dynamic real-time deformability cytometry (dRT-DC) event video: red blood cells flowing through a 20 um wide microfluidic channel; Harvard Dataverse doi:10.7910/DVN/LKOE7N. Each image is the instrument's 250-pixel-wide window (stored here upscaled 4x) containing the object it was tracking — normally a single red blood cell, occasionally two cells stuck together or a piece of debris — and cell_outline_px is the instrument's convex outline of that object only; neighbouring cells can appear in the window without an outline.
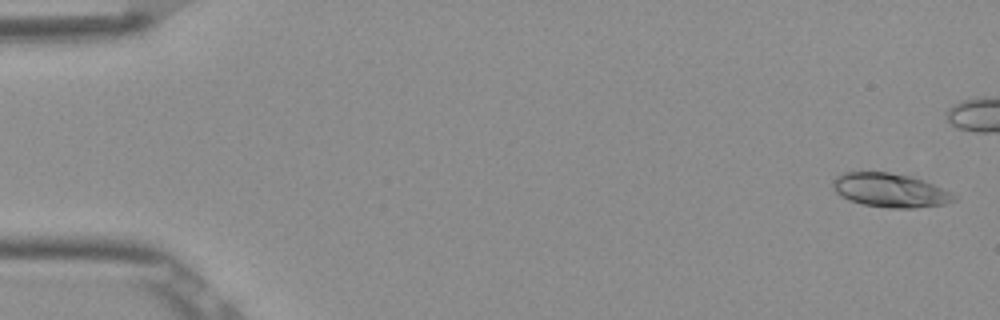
{"species": "Egyptian fruit bat (a non-hibernating species)", "species_latin": "Rousettus aegyptiacus", "temperature_condition": "room temperature", "stored_images_in_passage": 6, "camera_frame_rate_fps": 3000, "um_per_image_px": 0.085, "frame": {"image": 1, "passage_image": 1, "time_ms": 0.0, "image_size_px": [1000, 320], "cell_outline_px": [[956, 200], [944, 204], [916, 208], [888, 208], [864, 204], [840, 196], [832, 188], [832, 180], [840, 172], [888, 172], [908, 176], [924, 180], [956, 196]], "centroid_in_image_um": [75.6, 16.17], "position_along_channel_um": 9.4, "area_um2": 23.76}}
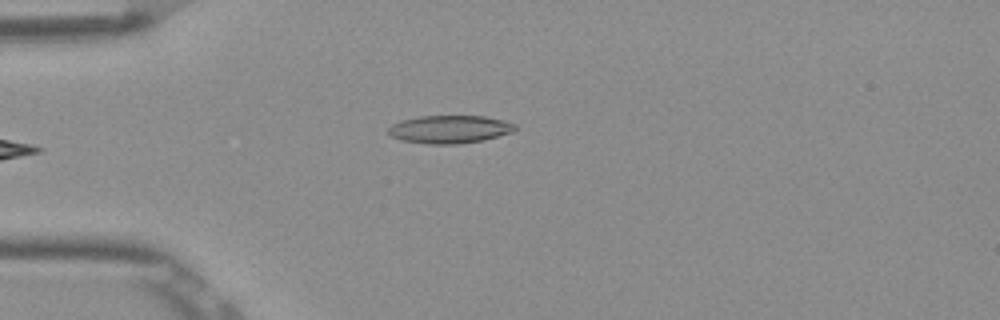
{"frame": {"image": 2, "passage_image": 6, "time_ms": 1.667, "image_size_px": [1000, 320], "cell_outline_px": [[516, 128], [512, 132], [484, 140], [456, 144], [428, 144], [400, 140], [392, 136], [388, 132], [388, 128], [392, 124], [400, 120], [420, 116], [484, 116], [504, 120], [516, 124]], "centroid_in_image_um": [38.21, 10.99], "position_along_channel_um": 46.8, "area_um2": 20.69}}